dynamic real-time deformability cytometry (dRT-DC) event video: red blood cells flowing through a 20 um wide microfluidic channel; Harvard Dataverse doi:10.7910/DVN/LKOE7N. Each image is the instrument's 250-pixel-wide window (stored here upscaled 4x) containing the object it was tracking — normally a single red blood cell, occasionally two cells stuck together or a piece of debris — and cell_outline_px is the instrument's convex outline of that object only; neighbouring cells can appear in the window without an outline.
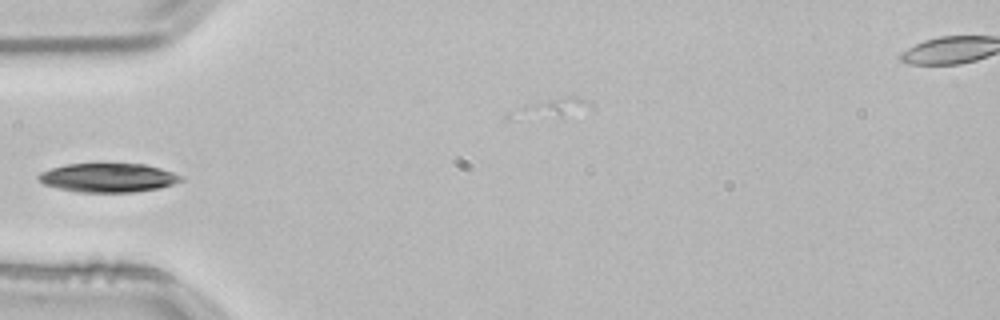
{"species": "common noctule bat (a hibernating species)", "species_latin": "Nyctalus noctula", "temperature_condition": "room temperature", "stored_images_in_passage": 23, "camera_frame_rate_fps": 3000, "um_per_image_px": 0.085, "animal": {"sex": "male", "body_mass_g": 21.5, "forearm_length_mm": 52.0}, "frame": {"image": 1, "passage_image": 1, "time_ms": 0.0, "image_size_px": [1000, 320], "cell_outline_px": [[184, 180], [160, 188], [136, 192], [76, 192], [56, 188], [44, 184], [36, 176], [40, 172], [52, 168], [68, 164], [144, 164], [160, 168], [184, 176]], "centroid_in_image_um": [9.2, 15.11], "position_along_channel_um": 75.8, "area_um2": 24.04}}